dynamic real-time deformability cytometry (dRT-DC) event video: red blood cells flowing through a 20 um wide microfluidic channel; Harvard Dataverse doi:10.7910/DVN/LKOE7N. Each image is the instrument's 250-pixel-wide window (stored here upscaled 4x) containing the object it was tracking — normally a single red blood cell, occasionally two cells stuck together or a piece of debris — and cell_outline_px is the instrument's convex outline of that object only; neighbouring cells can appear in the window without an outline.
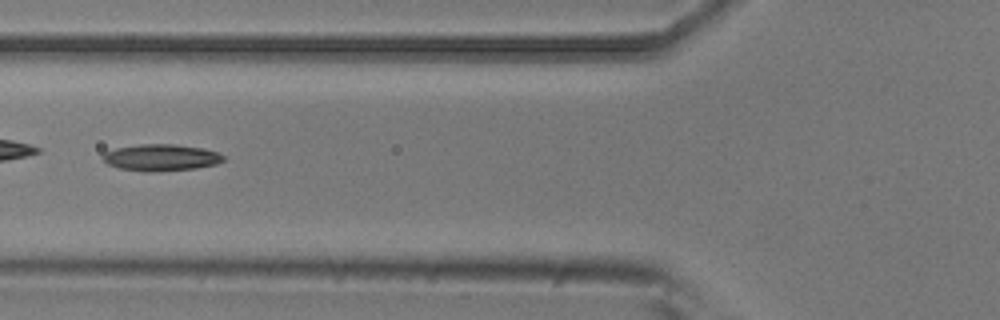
{"species": "common noctule bat (a hibernating species)", "species_latin": "Nyctalus noctula", "temperature_condition": "room temperature", "stored_images_in_passage": 3, "camera_frame_rate_fps": 3000, "um_per_image_px": 0.085, "animal": {"sex": "male", "body_mass_g": 20.5, "forearm_length_mm": 52.5}, "frame": {"image": 1, "passage_image": 2, "time_ms": 0.333, "image_size_px": [1000, 320], "cell_outline_px": [[224, 160], [216, 164], [196, 168], [160, 172], [144, 172], [120, 168], [108, 164], [100, 156], [104, 152], [116, 148], [140, 144], [172, 144], [204, 148], [216, 152], [224, 156]], "centroid_in_image_um": [13.67, 13.4], "position_along_channel_um": 112.1, "area_um2": 18.84}}
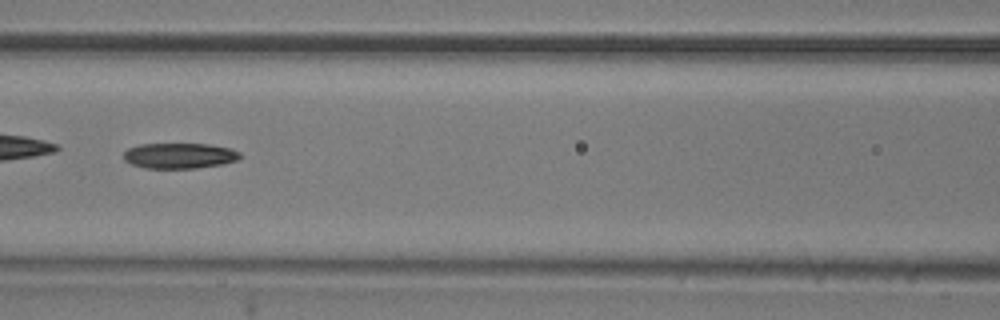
{"frame": {"image": 2, "passage_image": 3, "time_ms": 0.667, "image_size_px": [1000, 320], "cell_outline_px": [[240, 156], [236, 160], [224, 164], [196, 168], [144, 168], [132, 164], [124, 160], [124, 152], [128, 148], [140, 144], [208, 144], [232, 148], [240, 152]], "centroid_in_image_um": [15.26, 13.23], "position_along_channel_um": 151.3, "area_um2": 17.34}}